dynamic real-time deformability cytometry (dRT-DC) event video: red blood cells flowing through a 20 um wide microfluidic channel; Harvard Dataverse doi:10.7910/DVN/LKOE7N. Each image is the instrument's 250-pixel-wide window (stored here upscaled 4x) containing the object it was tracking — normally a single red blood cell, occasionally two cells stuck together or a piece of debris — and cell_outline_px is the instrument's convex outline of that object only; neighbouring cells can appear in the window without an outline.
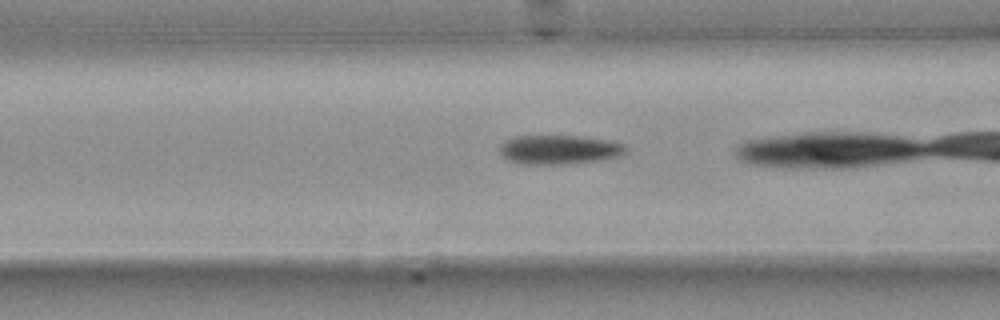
{"species": "common noctule bat (a hibernating species)", "species_latin": "Nyctalus noctula", "temperature_condition": "warm", "stored_images_in_passage": 37, "camera_frame_rate_fps": 3000, "um_per_image_px": 0.085, "animal": {"sex": "female", "body_mass_g": 25.1}, "frame": {"image": 1, "passage_image": 17, "time_ms": 5.333, "image_size_px": [1000, 320], "cell_outline_px": [[624, 152], [616, 156], [600, 160], [564, 164], [520, 164], [508, 160], [500, 152], [500, 144], [504, 140], [516, 136], [584, 136], [608, 140], [624, 144]], "centroid_in_image_um": [47.47, 12.71], "position_along_channel_um": 119.1, "area_um2": 21.27}}
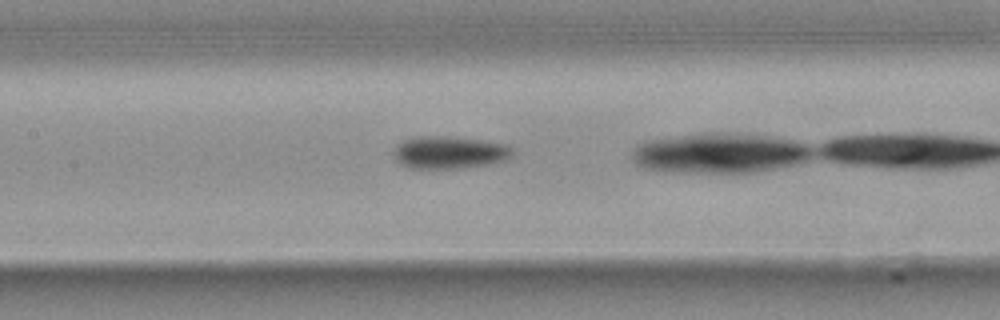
{"frame": {"image": 2, "passage_image": 21, "time_ms": 6.667, "image_size_px": [1000, 320], "cell_outline_px": [[512, 152], [504, 160], [488, 164], [460, 168], [408, 168], [400, 164], [396, 160], [392, 152], [396, 144], [404, 140], [416, 136], [444, 136], [476, 140], [504, 144], [512, 148]], "centroid_in_image_um": [38.09, 12.96], "position_along_channel_um": 169.3, "area_um2": 22.2}}